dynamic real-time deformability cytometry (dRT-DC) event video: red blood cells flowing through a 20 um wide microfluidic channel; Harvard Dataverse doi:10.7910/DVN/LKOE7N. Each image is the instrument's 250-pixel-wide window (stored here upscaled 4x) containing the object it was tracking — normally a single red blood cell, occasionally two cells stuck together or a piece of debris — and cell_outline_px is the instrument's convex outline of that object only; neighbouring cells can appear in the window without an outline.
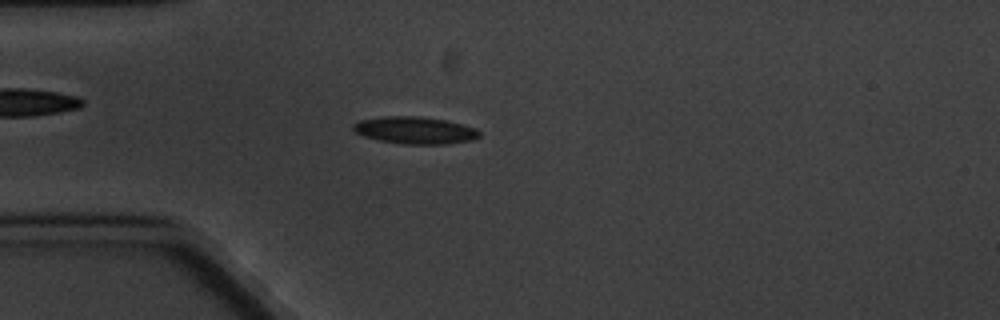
{"species": "common noctule bat (a hibernating species)", "species_latin": "Nyctalus noctula", "temperature_condition": "cold", "stored_images_in_passage": 8, "camera_frame_rate_fps": 3000, "um_per_image_px": 0.085, "animal": {"sex": "male", "body_mass_g": 20.1, "forearm_length_mm": 53.5}, "frame": {"image": 1, "passage_image": 4, "time_ms": 3.667, "image_size_px": [1000, 320], "cell_outline_px": [[480, 136], [476, 140], [448, 144], [404, 144], [380, 140], [364, 136], [356, 132], [352, 128], [352, 124], [360, 120], [384, 116], [420, 116], [448, 120], [476, 128], [480, 132]], "centroid_in_image_um": [35.33, 11.07], "position_along_channel_um": 49.7, "area_um2": 20.17}}